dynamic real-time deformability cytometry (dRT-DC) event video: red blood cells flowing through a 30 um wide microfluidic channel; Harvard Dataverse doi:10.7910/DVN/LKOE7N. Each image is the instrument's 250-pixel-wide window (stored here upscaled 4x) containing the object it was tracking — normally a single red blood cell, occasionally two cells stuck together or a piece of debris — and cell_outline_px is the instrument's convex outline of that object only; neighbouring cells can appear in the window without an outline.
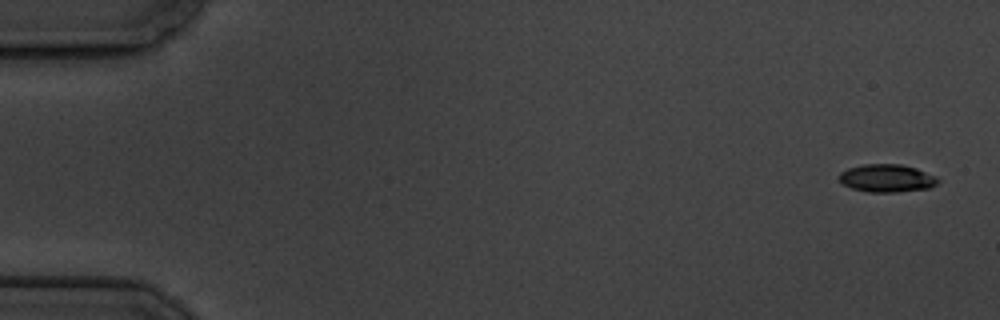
{"species": "common noctule bat (a hibernating species)", "species_latin": "Nyctalus noctula", "temperature_condition": "cold", "stored_images_in_passage": 9, "camera_frame_rate_fps": 3000, "um_per_image_px": 0.085, "animal": {"sex": "male", "body_mass_g": 19.5, "forearm_length_mm": 54.6}, "frame": {"image": 1, "passage_image": 1, "time_ms": 0.0, "image_size_px": [1000, 320], "cell_outline_px": [[940, 180], [936, 184], [928, 188], [896, 192], [868, 192], [852, 188], [844, 184], [840, 180], [840, 172], [848, 168], [864, 164], [900, 164], [916, 168], [936, 176]], "centroid_in_image_um": [75.39, 15.14], "position_along_channel_um": 9.6, "area_um2": 15.9}}
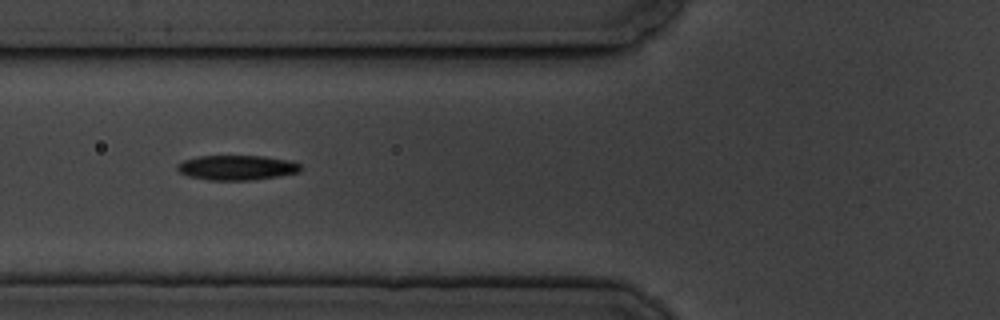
{"frame": {"image": 2, "passage_image": 6, "time_ms": 6.667, "image_size_px": [1000, 320], "cell_outline_px": [[304, 168], [300, 172], [252, 180], [208, 180], [188, 176], [180, 172], [176, 168], [176, 164], [184, 160], [200, 156], [264, 156], [292, 160], [300, 164]], "centroid_in_image_um": [20.16, 14.24], "position_along_channel_um": 105.6, "area_um2": 17.98}}
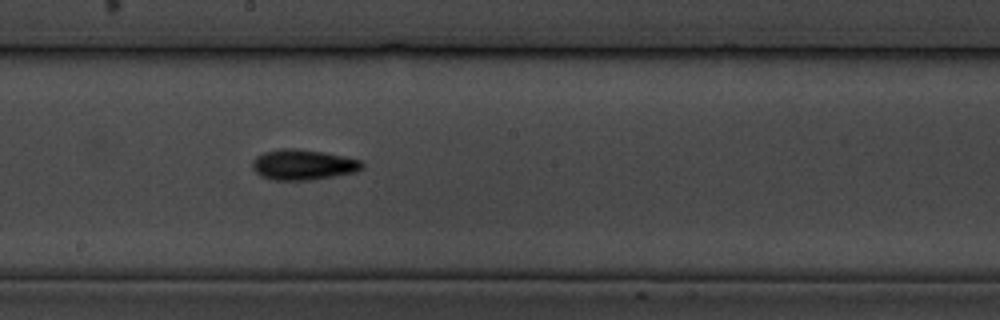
{"frame": {"image": 3, "passage_image": 9, "time_ms": 10.0, "image_size_px": [1000, 320], "cell_outline_px": [[364, 168], [356, 172], [308, 180], [272, 180], [260, 176], [252, 168], [252, 160], [256, 156], [264, 152], [280, 148], [296, 148], [324, 152], [344, 156], [360, 160], [364, 164]], "centroid_in_image_um": [25.74, 13.99], "position_along_channel_um": 222.5, "area_um2": 19.59}}